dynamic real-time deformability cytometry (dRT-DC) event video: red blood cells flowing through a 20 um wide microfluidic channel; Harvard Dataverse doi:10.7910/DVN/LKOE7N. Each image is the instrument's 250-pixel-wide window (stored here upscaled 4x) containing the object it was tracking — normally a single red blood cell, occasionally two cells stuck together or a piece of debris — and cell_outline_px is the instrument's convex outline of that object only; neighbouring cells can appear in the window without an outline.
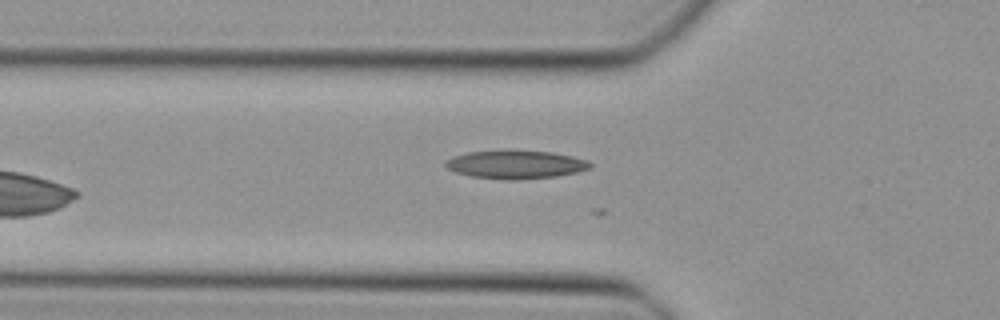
{"species": "Egyptian fruit bat (a non-hibernating species)", "species_latin": "Rousettus aegyptiacus", "temperature_condition": "cold", "stored_images_in_passage": 22, "camera_frame_rate_fps": 3000, "um_per_image_px": 0.085, "animal": {"sex": "female"}, "frame": {"image": 1, "passage_image": 3, "time_ms": 0.667, "image_size_px": [1000, 320], "cell_outline_px": [[592, 168], [576, 172], [556, 176], [516, 180], [504, 180], [472, 176], [456, 172], [448, 168], [444, 164], [448, 160], [456, 156], [468, 152], [508, 148], [552, 152], [572, 156], [588, 160], [592, 164]], "centroid_in_image_um": [43.87, 13.95], "position_along_channel_um": 81.9, "area_um2": 24.33}}
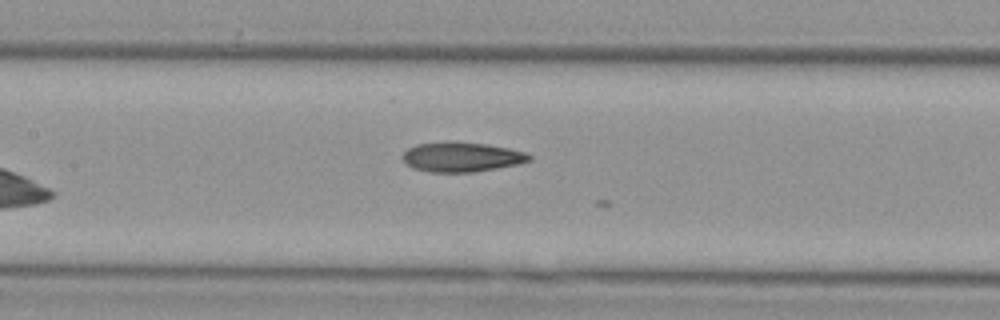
{"frame": {"image": 2, "passage_image": 9, "time_ms": 2.667, "image_size_px": [1000, 320], "cell_outline_px": [[532, 160], [516, 164], [496, 168], [472, 172], [428, 172], [412, 168], [404, 164], [400, 156], [408, 148], [416, 144], [484, 144], [508, 148], [524, 152], [532, 156]], "centroid_in_image_um": [39.19, 13.39], "position_along_channel_um": 168.2, "area_um2": 21.21}}
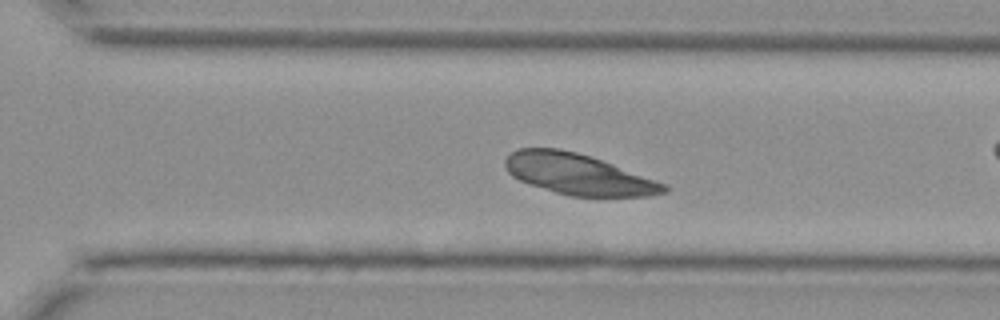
{"frame": {"image": 3, "passage_image": 17, "time_ms": 5.333, "image_size_px": [1000, 320], "cell_outline_px": [[668, 192], [648, 196], [568, 196], [528, 184], [512, 176], [504, 168], [504, 160], [516, 148], [560, 148], [576, 152], [612, 164], [668, 184]], "centroid_in_image_um": [49.12, 14.81], "position_along_channel_um": 321.5, "area_um2": 37.74}}